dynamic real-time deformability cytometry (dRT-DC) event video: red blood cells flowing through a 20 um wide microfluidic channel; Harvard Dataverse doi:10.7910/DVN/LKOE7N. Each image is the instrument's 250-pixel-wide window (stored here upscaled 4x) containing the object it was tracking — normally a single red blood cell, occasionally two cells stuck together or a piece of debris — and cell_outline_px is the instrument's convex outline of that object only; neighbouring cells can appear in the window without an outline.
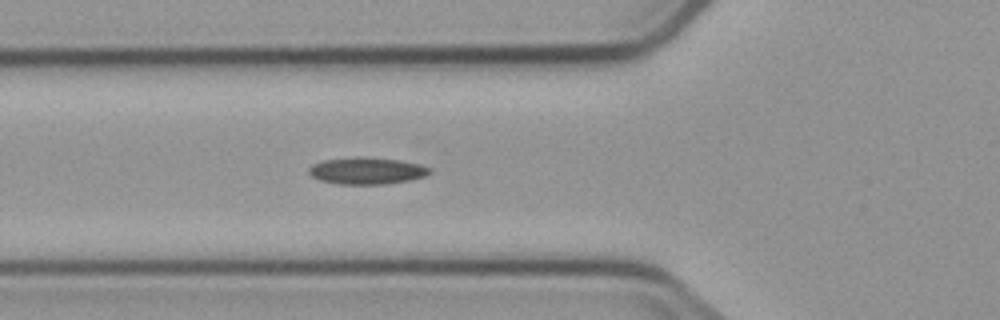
{"species": "common noctule bat (a hibernating species)", "species_latin": "Nyctalus noctula", "temperature_condition": "cold", "stored_images_in_passage": 2, "camera_frame_rate_fps": 3000, "um_per_image_px": 0.085, "animal": {"sex": "male", "body_mass_g": 23.1, "forearm_length_mm": 52.7}, "frame": {"image": 1, "passage_image": 2, "time_ms": 2.0, "image_size_px": [1000, 320], "cell_outline_px": [[432, 172], [424, 176], [408, 180], [384, 184], [336, 184], [320, 180], [312, 176], [308, 172], [308, 168], [312, 164], [324, 160], [356, 156], [400, 160], [420, 164], [432, 168]], "centroid_in_image_um": [31.17, 14.51], "position_along_channel_um": 94.6, "area_um2": 18.96}}